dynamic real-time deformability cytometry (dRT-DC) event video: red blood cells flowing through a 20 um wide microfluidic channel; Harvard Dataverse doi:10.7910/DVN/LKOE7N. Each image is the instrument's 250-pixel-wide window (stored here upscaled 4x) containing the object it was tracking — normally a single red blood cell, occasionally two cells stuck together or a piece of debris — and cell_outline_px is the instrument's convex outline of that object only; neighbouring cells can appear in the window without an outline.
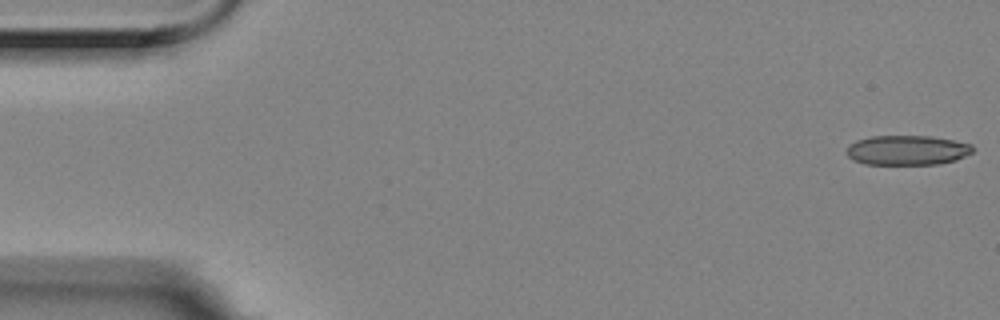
{"species": "Egyptian fruit bat (a non-hibernating species)", "species_latin": "Rousettus aegyptiacus", "temperature_condition": "room temperature", "stored_images_in_passage": 5, "camera_frame_rate_fps": 3000, "um_per_image_px": 0.085, "animal": {"sex": "female"}, "frame": {"image": 1, "passage_image": 1, "time_ms": 0.0, "image_size_px": [1000, 320], "cell_outline_px": [[972, 152], [956, 160], [940, 164], [864, 164], [852, 160], [844, 152], [848, 144], [856, 140], [872, 136], [932, 136], [972, 144]], "centroid_in_image_um": [77.05, 12.77], "position_along_channel_um": 7.9, "area_um2": 22.02}}